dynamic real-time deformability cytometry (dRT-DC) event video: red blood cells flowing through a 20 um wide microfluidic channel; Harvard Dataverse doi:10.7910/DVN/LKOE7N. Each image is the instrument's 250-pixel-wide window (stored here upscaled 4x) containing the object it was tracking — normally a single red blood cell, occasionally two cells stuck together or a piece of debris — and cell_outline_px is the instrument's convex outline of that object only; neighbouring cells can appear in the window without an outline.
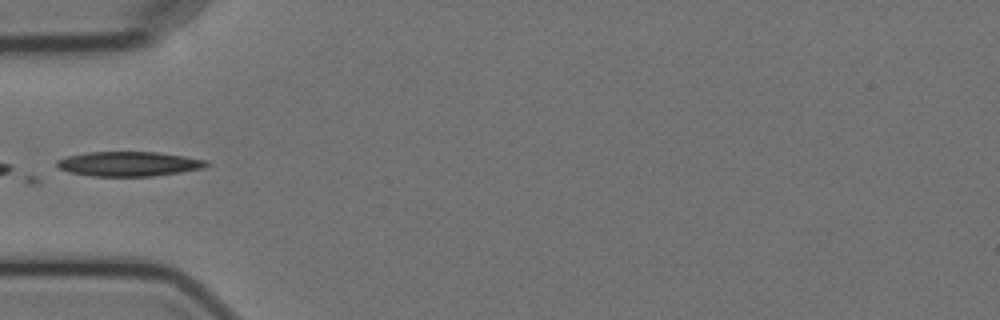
{"species": "Egyptian fruit bat (a non-hibernating species)", "species_latin": "Rousettus aegyptiacus", "temperature_condition": "cold", "stored_images_in_passage": 10, "camera_frame_rate_fps": 3000, "um_per_image_px": 0.085, "animal": {"sex": "female"}, "frame": {"image": 1, "passage_image": 4, "time_ms": 3.667, "image_size_px": [1000, 320], "cell_outline_px": [[212, 164], [204, 168], [180, 172], [152, 176], [88, 176], [68, 172], [60, 168], [56, 164], [56, 160], [68, 156], [88, 152], [156, 152], [184, 156], [208, 160]], "centroid_in_image_um": [10.97, 13.93], "position_along_channel_um": 74.0, "area_um2": 21.56}}
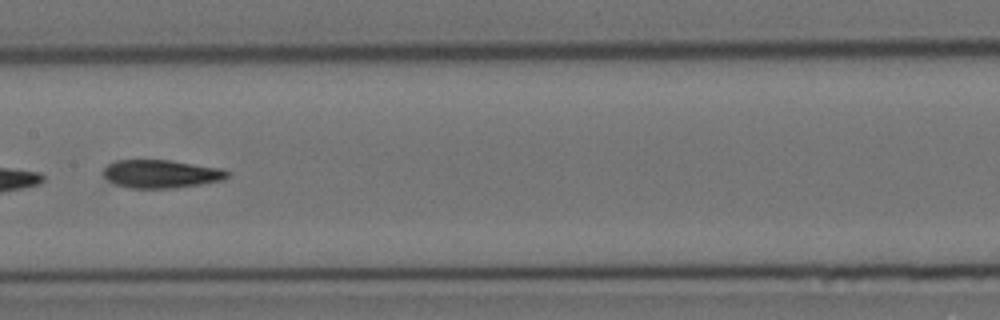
{"frame": {"image": 2, "passage_image": 7, "time_ms": 7.0, "image_size_px": [1000, 320], "cell_outline_px": [[232, 172], [224, 180], [200, 184], [172, 188], [128, 188], [112, 184], [100, 172], [108, 164], [116, 160], [172, 160], [220, 168]], "centroid_in_image_um": [13.67, 14.78], "position_along_channel_um": 193.7, "area_um2": 20.63}}
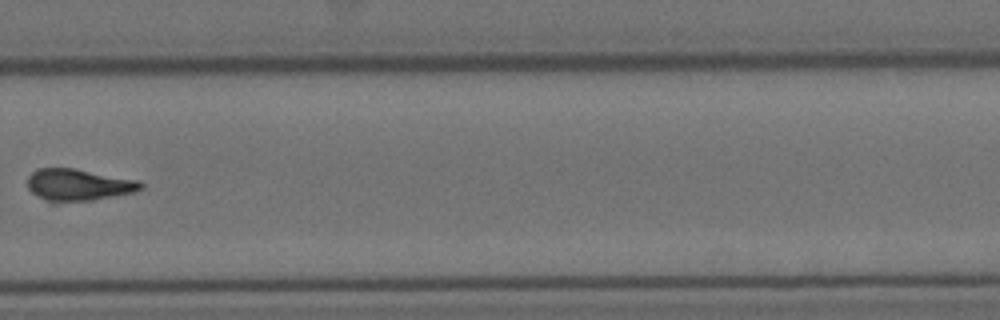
{"frame": {"image": 3, "passage_image": 10, "time_ms": 10.667, "image_size_px": [1000, 320], "cell_outline_px": [[144, 188], [132, 192], [92, 200], [52, 204], [36, 196], [28, 188], [28, 176], [32, 172], [40, 168], [76, 168], [140, 180], [144, 184]], "centroid_in_image_um": [6.65, 15.72], "position_along_channel_um": 323.1, "area_um2": 21.44}}